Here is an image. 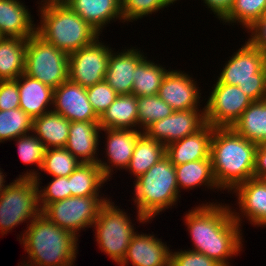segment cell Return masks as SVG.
<instances>
[{
  "instance_id": "cell-1",
  "label": "cell",
  "mask_w": 266,
  "mask_h": 266,
  "mask_svg": "<svg viewBox=\"0 0 266 266\" xmlns=\"http://www.w3.org/2000/svg\"><path fill=\"white\" fill-rule=\"evenodd\" d=\"M214 200H205L184 214L186 232L193 242L188 250L202 253L221 266H233L230 260L244 249L243 230L233 219L229 203Z\"/></svg>"
},
{
  "instance_id": "cell-2",
  "label": "cell",
  "mask_w": 266,
  "mask_h": 266,
  "mask_svg": "<svg viewBox=\"0 0 266 266\" xmlns=\"http://www.w3.org/2000/svg\"><path fill=\"white\" fill-rule=\"evenodd\" d=\"M78 239L41 213L17 235L28 254L27 260L21 262L30 266H75L79 254Z\"/></svg>"
},
{
  "instance_id": "cell-3",
  "label": "cell",
  "mask_w": 266,
  "mask_h": 266,
  "mask_svg": "<svg viewBox=\"0 0 266 266\" xmlns=\"http://www.w3.org/2000/svg\"><path fill=\"white\" fill-rule=\"evenodd\" d=\"M257 144L237 134L231 127L214 128L210 158L215 181L229 194L237 185L254 178Z\"/></svg>"
},
{
  "instance_id": "cell-4",
  "label": "cell",
  "mask_w": 266,
  "mask_h": 266,
  "mask_svg": "<svg viewBox=\"0 0 266 266\" xmlns=\"http://www.w3.org/2000/svg\"><path fill=\"white\" fill-rule=\"evenodd\" d=\"M37 13L36 33L68 55L102 36L65 3L39 7Z\"/></svg>"
},
{
  "instance_id": "cell-5",
  "label": "cell",
  "mask_w": 266,
  "mask_h": 266,
  "mask_svg": "<svg viewBox=\"0 0 266 266\" xmlns=\"http://www.w3.org/2000/svg\"><path fill=\"white\" fill-rule=\"evenodd\" d=\"M133 205L147 220H154L179 201L176 171L170 159L165 155L155 163L147 172L132 181ZM156 217V218H155Z\"/></svg>"
},
{
  "instance_id": "cell-6",
  "label": "cell",
  "mask_w": 266,
  "mask_h": 266,
  "mask_svg": "<svg viewBox=\"0 0 266 266\" xmlns=\"http://www.w3.org/2000/svg\"><path fill=\"white\" fill-rule=\"evenodd\" d=\"M221 67L219 83L238 86L253 101L266 99V55L248 40Z\"/></svg>"
},
{
  "instance_id": "cell-7",
  "label": "cell",
  "mask_w": 266,
  "mask_h": 266,
  "mask_svg": "<svg viewBox=\"0 0 266 266\" xmlns=\"http://www.w3.org/2000/svg\"><path fill=\"white\" fill-rule=\"evenodd\" d=\"M115 204L110 198L101 207L92 228H94L93 232L95 231L94 238L98 249L118 265L123 260L132 237L137 232L133 221L148 224L152 223V220H147L139 212H136V219L133 220L125 209H120L121 207Z\"/></svg>"
},
{
  "instance_id": "cell-8",
  "label": "cell",
  "mask_w": 266,
  "mask_h": 266,
  "mask_svg": "<svg viewBox=\"0 0 266 266\" xmlns=\"http://www.w3.org/2000/svg\"><path fill=\"white\" fill-rule=\"evenodd\" d=\"M0 194V235L26 223L27 226L42 210L39 204L38 186L32 178L11 180Z\"/></svg>"
},
{
  "instance_id": "cell-9",
  "label": "cell",
  "mask_w": 266,
  "mask_h": 266,
  "mask_svg": "<svg viewBox=\"0 0 266 266\" xmlns=\"http://www.w3.org/2000/svg\"><path fill=\"white\" fill-rule=\"evenodd\" d=\"M69 55L45 41L37 33L27 38L25 71L55 89L68 80Z\"/></svg>"
},
{
  "instance_id": "cell-10",
  "label": "cell",
  "mask_w": 266,
  "mask_h": 266,
  "mask_svg": "<svg viewBox=\"0 0 266 266\" xmlns=\"http://www.w3.org/2000/svg\"><path fill=\"white\" fill-rule=\"evenodd\" d=\"M110 198V196H71L50 203L42 214L60 228L80 238L81 230L86 231L93 226L101 207Z\"/></svg>"
},
{
  "instance_id": "cell-11",
  "label": "cell",
  "mask_w": 266,
  "mask_h": 266,
  "mask_svg": "<svg viewBox=\"0 0 266 266\" xmlns=\"http://www.w3.org/2000/svg\"><path fill=\"white\" fill-rule=\"evenodd\" d=\"M209 96L204 100L205 121L215 128H228L240 118L253 100L236 85L222 84L213 78Z\"/></svg>"
},
{
  "instance_id": "cell-12",
  "label": "cell",
  "mask_w": 266,
  "mask_h": 266,
  "mask_svg": "<svg viewBox=\"0 0 266 266\" xmlns=\"http://www.w3.org/2000/svg\"><path fill=\"white\" fill-rule=\"evenodd\" d=\"M98 37L69 55L68 79L84 88L105 80L109 56L114 49Z\"/></svg>"
},
{
  "instance_id": "cell-13",
  "label": "cell",
  "mask_w": 266,
  "mask_h": 266,
  "mask_svg": "<svg viewBox=\"0 0 266 266\" xmlns=\"http://www.w3.org/2000/svg\"><path fill=\"white\" fill-rule=\"evenodd\" d=\"M104 132V134H103ZM101 137L105 138L106 143L104 145L103 153L99 154L104 157L98 159L97 163L102 170L103 175L110 181L113 177V172H118L117 170H126L129 166L131 157L133 155L134 147L137 139L143 134L140 130H130V129H101ZM107 161V162H106Z\"/></svg>"
},
{
  "instance_id": "cell-14",
  "label": "cell",
  "mask_w": 266,
  "mask_h": 266,
  "mask_svg": "<svg viewBox=\"0 0 266 266\" xmlns=\"http://www.w3.org/2000/svg\"><path fill=\"white\" fill-rule=\"evenodd\" d=\"M198 83L192 73L172 68L165 75L157 95L174 111L204 109L200 104L204 101L203 92Z\"/></svg>"
},
{
  "instance_id": "cell-15",
  "label": "cell",
  "mask_w": 266,
  "mask_h": 266,
  "mask_svg": "<svg viewBox=\"0 0 266 266\" xmlns=\"http://www.w3.org/2000/svg\"><path fill=\"white\" fill-rule=\"evenodd\" d=\"M230 194L236 195L237 207L229 206L233 219L241 227L243 219L247 218L249 224L266 228V183L263 179H249L237 185Z\"/></svg>"
},
{
  "instance_id": "cell-16",
  "label": "cell",
  "mask_w": 266,
  "mask_h": 266,
  "mask_svg": "<svg viewBox=\"0 0 266 266\" xmlns=\"http://www.w3.org/2000/svg\"><path fill=\"white\" fill-rule=\"evenodd\" d=\"M206 124L204 109L174 111L168 117L153 122L143 133L165 146L196 133Z\"/></svg>"
},
{
  "instance_id": "cell-17",
  "label": "cell",
  "mask_w": 266,
  "mask_h": 266,
  "mask_svg": "<svg viewBox=\"0 0 266 266\" xmlns=\"http://www.w3.org/2000/svg\"><path fill=\"white\" fill-rule=\"evenodd\" d=\"M167 242H163L152 234L136 232L132 237L123 260L119 266H170L171 250Z\"/></svg>"
},
{
  "instance_id": "cell-18",
  "label": "cell",
  "mask_w": 266,
  "mask_h": 266,
  "mask_svg": "<svg viewBox=\"0 0 266 266\" xmlns=\"http://www.w3.org/2000/svg\"><path fill=\"white\" fill-rule=\"evenodd\" d=\"M52 111L70 122L99 121L88 100L86 88L69 79L54 89Z\"/></svg>"
},
{
  "instance_id": "cell-19",
  "label": "cell",
  "mask_w": 266,
  "mask_h": 266,
  "mask_svg": "<svg viewBox=\"0 0 266 266\" xmlns=\"http://www.w3.org/2000/svg\"><path fill=\"white\" fill-rule=\"evenodd\" d=\"M136 46H124L125 49L121 48V51L114 48L109 56L105 81L118 95L132 93L135 69L147 55Z\"/></svg>"
},
{
  "instance_id": "cell-20",
  "label": "cell",
  "mask_w": 266,
  "mask_h": 266,
  "mask_svg": "<svg viewBox=\"0 0 266 266\" xmlns=\"http://www.w3.org/2000/svg\"><path fill=\"white\" fill-rule=\"evenodd\" d=\"M101 127L99 121L70 122L65 148L81 163H97Z\"/></svg>"
},
{
  "instance_id": "cell-21",
  "label": "cell",
  "mask_w": 266,
  "mask_h": 266,
  "mask_svg": "<svg viewBox=\"0 0 266 266\" xmlns=\"http://www.w3.org/2000/svg\"><path fill=\"white\" fill-rule=\"evenodd\" d=\"M214 128L206 123L196 133L168 144L165 155L174 166L209 158Z\"/></svg>"
},
{
  "instance_id": "cell-22",
  "label": "cell",
  "mask_w": 266,
  "mask_h": 266,
  "mask_svg": "<svg viewBox=\"0 0 266 266\" xmlns=\"http://www.w3.org/2000/svg\"><path fill=\"white\" fill-rule=\"evenodd\" d=\"M67 4L95 30L103 35L105 27L116 21L124 24L121 0H68Z\"/></svg>"
},
{
  "instance_id": "cell-23",
  "label": "cell",
  "mask_w": 266,
  "mask_h": 266,
  "mask_svg": "<svg viewBox=\"0 0 266 266\" xmlns=\"http://www.w3.org/2000/svg\"><path fill=\"white\" fill-rule=\"evenodd\" d=\"M22 0H0V36L27 39L36 33L34 16Z\"/></svg>"
},
{
  "instance_id": "cell-24",
  "label": "cell",
  "mask_w": 266,
  "mask_h": 266,
  "mask_svg": "<svg viewBox=\"0 0 266 266\" xmlns=\"http://www.w3.org/2000/svg\"><path fill=\"white\" fill-rule=\"evenodd\" d=\"M18 90L19 108L31 118L52 111L54 89L51 87L24 73L18 77Z\"/></svg>"
},
{
  "instance_id": "cell-25",
  "label": "cell",
  "mask_w": 266,
  "mask_h": 266,
  "mask_svg": "<svg viewBox=\"0 0 266 266\" xmlns=\"http://www.w3.org/2000/svg\"><path fill=\"white\" fill-rule=\"evenodd\" d=\"M174 167L179 193L183 192L182 190L191 191L198 187L200 189L202 186L203 188L205 187L203 190L207 189L208 191L210 189V191L215 193L216 191H221V193L224 194L215 181L210 157L176 165Z\"/></svg>"
},
{
  "instance_id": "cell-26",
  "label": "cell",
  "mask_w": 266,
  "mask_h": 266,
  "mask_svg": "<svg viewBox=\"0 0 266 266\" xmlns=\"http://www.w3.org/2000/svg\"><path fill=\"white\" fill-rule=\"evenodd\" d=\"M101 129L138 130L137 97L133 94L118 95L99 118Z\"/></svg>"
},
{
  "instance_id": "cell-27",
  "label": "cell",
  "mask_w": 266,
  "mask_h": 266,
  "mask_svg": "<svg viewBox=\"0 0 266 266\" xmlns=\"http://www.w3.org/2000/svg\"><path fill=\"white\" fill-rule=\"evenodd\" d=\"M70 121L61 114L50 111L33 119L32 133L46 149L65 147L69 135Z\"/></svg>"
},
{
  "instance_id": "cell-28",
  "label": "cell",
  "mask_w": 266,
  "mask_h": 266,
  "mask_svg": "<svg viewBox=\"0 0 266 266\" xmlns=\"http://www.w3.org/2000/svg\"><path fill=\"white\" fill-rule=\"evenodd\" d=\"M107 182L109 180L103 175L98 163H81L69 175V190L71 191V196L108 197L105 193H101L103 186Z\"/></svg>"
},
{
  "instance_id": "cell-29",
  "label": "cell",
  "mask_w": 266,
  "mask_h": 266,
  "mask_svg": "<svg viewBox=\"0 0 266 266\" xmlns=\"http://www.w3.org/2000/svg\"><path fill=\"white\" fill-rule=\"evenodd\" d=\"M27 39L0 38V80H15L25 71Z\"/></svg>"
},
{
  "instance_id": "cell-30",
  "label": "cell",
  "mask_w": 266,
  "mask_h": 266,
  "mask_svg": "<svg viewBox=\"0 0 266 266\" xmlns=\"http://www.w3.org/2000/svg\"><path fill=\"white\" fill-rule=\"evenodd\" d=\"M231 128L257 145L266 142V99L253 101Z\"/></svg>"
},
{
  "instance_id": "cell-31",
  "label": "cell",
  "mask_w": 266,
  "mask_h": 266,
  "mask_svg": "<svg viewBox=\"0 0 266 266\" xmlns=\"http://www.w3.org/2000/svg\"><path fill=\"white\" fill-rule=\"evenodd\" d=\"M166 146L148 138L144 133L137 139L126 172L136 180L165 156Z\"/></svg>"
},
{
  "instance_id": "cell-32",
  "label": "cell",
  "mask_w": 266,
  "mask_h": 266,
  "mask_svg": "<svg viewBox=\"0 0 266 266\" xmlns=\"http://www.w3.org/2000/svg\"><path fill=\"white\" fill-rule=\"evenodd\" d=\"M155 62L154 59L151 60L146 55L137 65L131 94L136 97L158 94L161 83L171 67L167 69L165 65L159 64L158 61Z\"/></svg>"
},
{
  "instance_id": "cell-33",
  "label": "cell",
  "mask_w": 266,
  "mask_h": 266,
  "mask_svg": "<svg viewBox=\"0 0 266 266\" xmlns=\"http://www.w3.org/2000/svg\"><path fill=\"white\" fill-rule=\"evenodd\" d=\"M14 141L17 145V151L19 159L27 166H35L38 169H27L22 174H19L18 178H32L36 181L37 185L42 184V174L40 171L43 158L45 156L46 148L40 139L35 136L32 132L24 134L15 138ZM29 170V171H28Z\"/></svg>"
},
{
  "instance_id": "cell-34",
  "label": "cell",
  "mask_w": 266,
  "mask_h": 266,
  "mask_svg": "<svg viewBox=\"0 0 266 266\" xmlns=\"http://www.w3.org/2000/svg\"><path fill=\"white\" fill-rule=\"evenodd\" d=\"M265 10L266 0H234L230 12L220 23L233 27L237 24L246 31L264 16Z\"/></svg>"
},
{
  "instance_id": "cell-35",
  "label": "cell",
  "mask_w": 266,
  "mask_h": 266,
  "mask_svg": "<svg viewBox=\"0 0 266 266\" xmlns=\"http://www.w3.org/2000/svg\"><path fill=\"white\" fill-rule=\"evenodd\" d=\"M33 118L21 108L0 111V143L32 132Z\"/></svg>"
},
{
  "instance_id": "cell-36",
  "label": "cell",
  "mask_w": 266,
  "mask_h": 266,
  "mask_svg": "<svg viewBox=\"0 0 266 266\" xmlns=\"http://www.w3.org/2000/svg\"><path fill=\"white\" fill-rule=\"evenodd\" d=\"M80 164L65 147L46 149L40 171L51 177H68Z\"/></svg>"
},
{
  "instance_id": "cell-37",
  "label": "cell",
  "mask_w": 266,
  "mask_h": 266,
  "mask_svg": "<svg viewBox=\"0 0 266 266\" xmlns=\"http://www.w3.org/2000/svg\"><path fill=\"white\" fill-rule=\"evenodd\" d=\"M138 130L144 131L153 122L171 115L174 110L158 95L137 97Z\"/></svg>"
},
{
  "instance_id": "cell-38",
  "label": "cell",
  "mask_w": 266,
  "mask_h": 266,
  "mask_svg": "<svg viewBox=\"0 0 266 266\" xmlns=\"http://www.w3.org/2000/svg\"><path fill=\"white\" fill-rule=\"evenodd\" d=\"M181 0H121L122 16L124 24L128 26L129 22L142 20L149 17L153 13L156 14L160 10L163 12L165 8L174 5ZM144 17V18H143Z\"/></svg>"
},
{
  "instance_id": "cell-39",
  "label": "cell",
  "mask_w": 266,
  "mask_h": 266,
  "mask_svg": "<svg viewBox=\"0 0 266 266\" xmlns=\"http://www.w3.org/2000/svg\"><path fill=\"white\" fill-rule=\"evenodd\" d=\"M38 186L39 204L43 211L50 203L71 197L69 176L52 177L45 186Z\"/></svg>"
},
{
  "instance_id": "cell-40",
  "label": "cell",
  "mask_w": 266,
  "mask_h": 266,
  "mask_svg": "<svg viewBox=\"0 0 266 266\" xmlns=\"http://www.w3.org/2000/svg\"><path fill=\"white\" fill-rule=\"evenodd\" d=\"M86 92L88 100L99 118L118 96L105 80L86 88Z\"/></svg>"
},
{
  "instance_id": "cell-41",
  "label": "cell",
  "mask_w": 266,
  "mask_h": 266,
  "mask_svg": "<svg viewBox=\"0 0 266 266\" xmlns=\"http://www.w3.org/2000/svg\"><path fill=\"white\" fill-rule=\"evenodd\" d=\"M170 266H221L206 255L188 249H171Z\"/></svg>"
},
{
  "instance_id": "cell-42",
  "label": "cell",
  "mask_w": 266,
  "mask_h": 266,
  "mask_svg": "<svg viewBox=\"0 0 266 266\" xmlns=\"http://www.w3.org/2000/svg\"><path fill=\"white\" fill-rule=\"evenodd\" d=\"M19 108L18 78L0 80V111Z\"/></svg>"
},
{
  "instance_id": "cell-43",
  "label": "cell",
  "mask_w": 266,
  "mask_h": 266,
  "mask_svg": "<svg viewBox=\"0 0 266 266\" xmlns=\"http://www.w3.org/2000/svg\"><path fill=\"white\" fill-rule=\"evenodd\" d=\"M245 32L248 33L246 40L266 55V20L263 17L258 19Z\"/></svg>"
},
{
  "instance_id": "cell-44",
  "label": "cell",
  "mask_w": 266,
  "mask_h": 266,
  "mask_svg": "<svg viewBox=\"0 0 266 266\" xmlns=\"http://www.w3.org/2000/svg\"><path fill=\"white\" fill-rule=\"evenodd\" d=\"M208 11L221 21L229 12L234 0H201ZM207 6V7H206Z\"/></svg>"
},
{
  "instance_id": "cell-45",
  "label": "cell",
  "mask_w": 266,
  "mask_h": 266,
  "mask_svg": "<svg viewBox=\"0 0 266 266\" xmlns=\"http://www.w3.org/2000/svg\"><path fill=\"white\" fill-rule=\"evenodd\" d=\"M266 176V142L257 145L255 151L254 178L263 179Z\"/></svg>"
},
{
  "instance_id": "cell-46",
  "label": "cell",
  "mask_w": 266,
  "mask_h": 266,
  "mask_svg": "<svg viewBox=\"0 0 266 266\" xmlns=\"http://www.w3.org/2000/svg\"><path fill=\"white\" fill-rule=\"evenodd\" d=\"M38 1L36 3V5L39 4L37 8L42 7V6H46V5H50V4L66 3L68 0H38Z\"/></svg>"
},
{
  "instance_id": "cell-47",
  "label": "cell",
  "mask_w": 266,
  "mask_h": 266,
  "mask_svg": "<svg viewBox=\"0 0 266 266\" xmlns=\"http://www.w3.org/2000/svg\"><path fill=\"white\" fill-rule=\"evenodd\" d=\"M3 169L0 168V194L4 191V189L8 186V184L6 183L7 181L6 179V172L2 171ZM7 184V185H6Z\"/></svg>"
},
{
  "instance_id": "cell-48",
  "label": "cell",
  "mask_w": 266,
  "mask_h": 266,
  "mask_svg": "<svg viewBox=\"0 0 266 266\" xmlns=\"http://www.w3.org/2000/svg\"><path fill=\"white\" fill-rule=\"evenodd\" d=\"M263 18L266 20V10H265V13H264V16H263Z\"/></svg>"
}]
</instances>
